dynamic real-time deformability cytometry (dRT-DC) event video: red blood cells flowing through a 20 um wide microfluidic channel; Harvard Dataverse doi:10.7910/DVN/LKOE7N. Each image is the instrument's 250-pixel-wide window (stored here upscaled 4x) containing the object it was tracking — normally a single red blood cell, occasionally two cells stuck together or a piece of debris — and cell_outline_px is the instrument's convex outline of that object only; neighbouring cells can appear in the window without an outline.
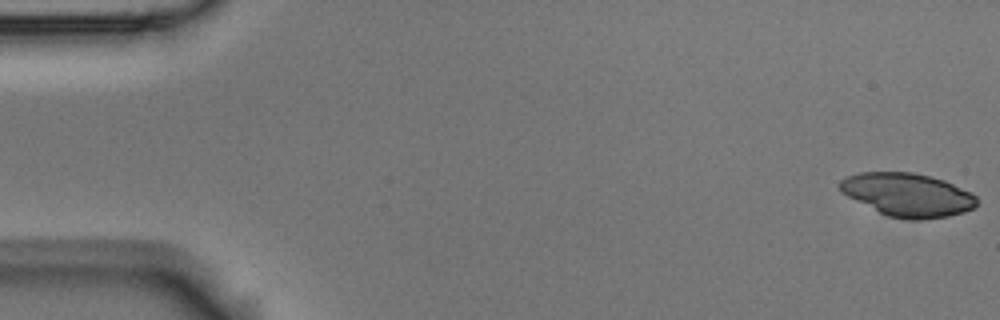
{"species": "Egyptian fruit bat (a non-hibernating species)", "species_latin": "Rousettus aegyptiacus", "temperature_condition": "room temperature", "stored_images_in_passage": 6, "camera_frame_rate_fps": 3000, "um_per_image_px": 0.085, "animal": {"sex": "male"}, "frame": {"image": 1, "passage_image": 1, "time_ms": 0.0, "image_size_px": [1000, 320], "cell_outline_px": [[976, 208], [964, 212], [948, 216], [920, 220], [908, 220], [888, 216], [840, 192], [836, 184], [844, 176], [860, 172], [912, 172], [944, 180], [972, 192], [976, 196]], "centroid_in_image_um": [77.13, 16.55], "position_along_channel_um": 7.9, "area_um2": 34.74}}